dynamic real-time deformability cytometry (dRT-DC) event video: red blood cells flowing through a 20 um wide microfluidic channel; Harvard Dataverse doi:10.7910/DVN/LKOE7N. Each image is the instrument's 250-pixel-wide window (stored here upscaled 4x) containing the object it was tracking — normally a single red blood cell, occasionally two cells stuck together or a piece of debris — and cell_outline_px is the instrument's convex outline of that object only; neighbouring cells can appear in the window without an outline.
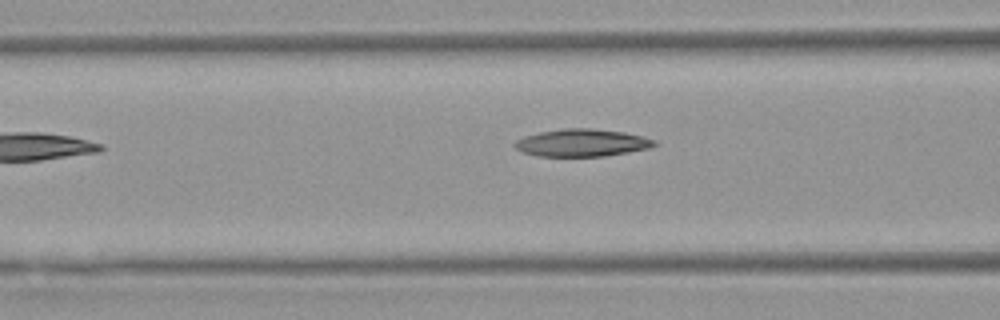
{"species": "Egyptian fruit bat (a non-hibernating species)", "species_latin": "Rousettus aegyptiacus", "temperature_condition": "warm", "stored_images_in_passage": 5, "segment_of_instrument_passage": [1, 2], "camera_frame_rate_fps": 3000, "um_per_image_px": 0.085, "animal": {"sex": "female"}, "frame": {"image": 1, "passage_image": 4, "time_ms": 4.333, "image_size_px": [1000, 320], "cell_outline_px": [[660, 144], [648, 148], [628, 152], [604, 156], [540, 156], [524, 152], [516, 148], [512, 144], [516, 140], [524, 136], [540, 132], [564, 128], [592, 128], [624, 132], [656, 140]], "centroid_in_image_um": [49.47, 12.13], "position_along_channel_um": 117.1, "area_um2": 22.25}}